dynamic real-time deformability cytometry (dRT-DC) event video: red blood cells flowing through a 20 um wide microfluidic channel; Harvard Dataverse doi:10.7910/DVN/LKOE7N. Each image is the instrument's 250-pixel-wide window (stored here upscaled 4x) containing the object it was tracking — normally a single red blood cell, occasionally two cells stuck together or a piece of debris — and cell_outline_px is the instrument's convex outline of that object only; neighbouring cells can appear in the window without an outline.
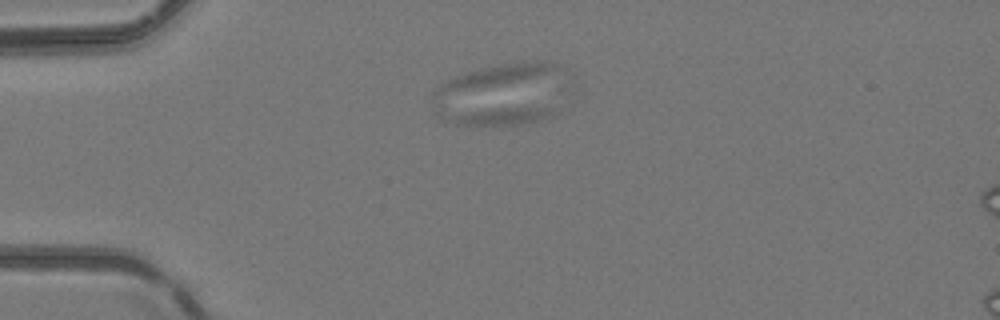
{"species": "common noctule bat (a hibernating species)", "species_latin": "Nyctalus noctula", "temperature_condition": "room temperature", "stored_images_in_passage": 39, "camera_frame_rate_fps": 3000, "um_per_image_px": 0.085, "animal": {"sex": "female", "body_mass_g": 24.6, "forearm_length_mm": 56.2}, "frame": {"image": 1, "passage_image": 1, "time_ms": 0.0, "image_size_px": [1000, 320], "cell_outline_px": [[560, 112], [556, 116], [548, 120], [524, 124], [456, 124], [436, 116], [432, 112], [496, 108], [544, 108]], "centroid_in_image_um": [42.32, 9.85], "position_along_channel_um": 42.7, "area_um2": 11.79}}